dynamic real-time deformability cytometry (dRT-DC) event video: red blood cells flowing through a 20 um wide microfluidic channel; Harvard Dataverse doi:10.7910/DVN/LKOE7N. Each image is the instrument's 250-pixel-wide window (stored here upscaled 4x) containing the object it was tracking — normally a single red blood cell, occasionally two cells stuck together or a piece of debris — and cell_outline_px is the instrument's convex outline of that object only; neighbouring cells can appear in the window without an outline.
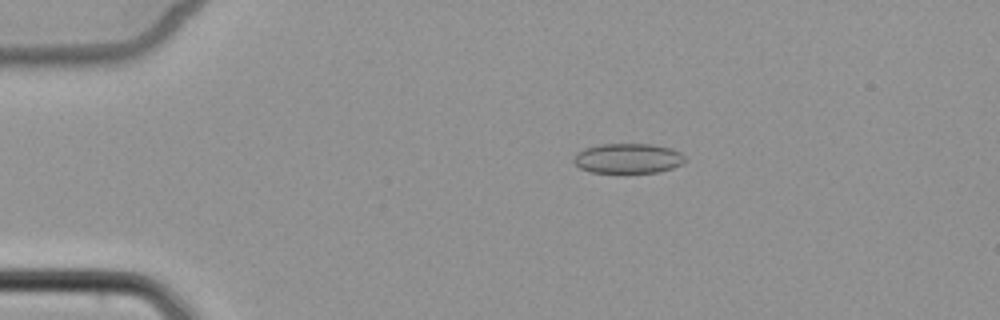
{"species": "common noctule bat (a hibernating species)", "species_latin": "Nyctalus noctula", "temperature_condition": "cold", "stored_images_in_passage": 6, "camera_frame_rate_fps": 3000, "um_per_image_px": 0.085, "animal": {"sex": "female", "body_mass_g": 22.7, "forearm_length_mm": 54.2}, "frame": {"image": 1, "passage_image": 3, "time_ms": 2.333, "image_size_px": [1000, 320], "cell_outline_px": [[688, 160], [672, 168], [660, 172], [588, 172], [580, 168], [572, 160], [572, 156], [576, 152], [584, 148], [600, 144], [652, 144], [672, 148], [680, 152]], "centroid_in_image_um": [53.36, 13.45], "position_along_channel_um": 31.6, "area_um2": 19.59}}
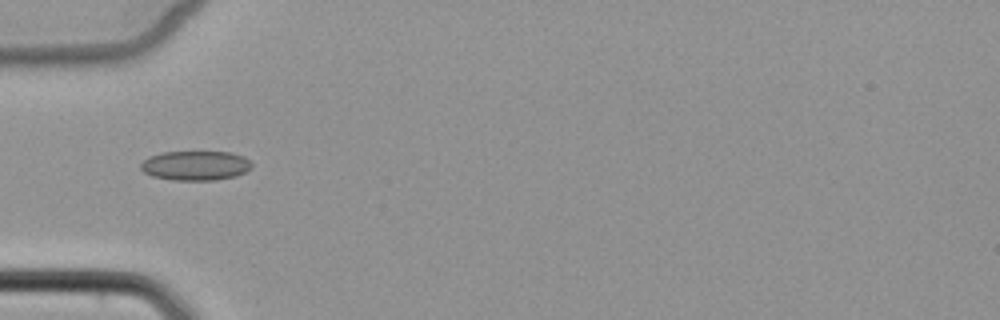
{"frame": {"image": 2, "passage_image": 5, "time_ms": 4.667, "image_size_px": [1000, 320], "cell_outline_px": [[252, 168], [236, 176], [216, 180], [172, 180], [152, 176], [144, 172], [140, 168], [140, 164], [148, 156], [160, 152], [232, 152], [244, 156], [252, 164]], "centroid_in_image_um": [16.61, 14.07], "position_along_channel_um": 68.4, "area_um2": 19.25}}
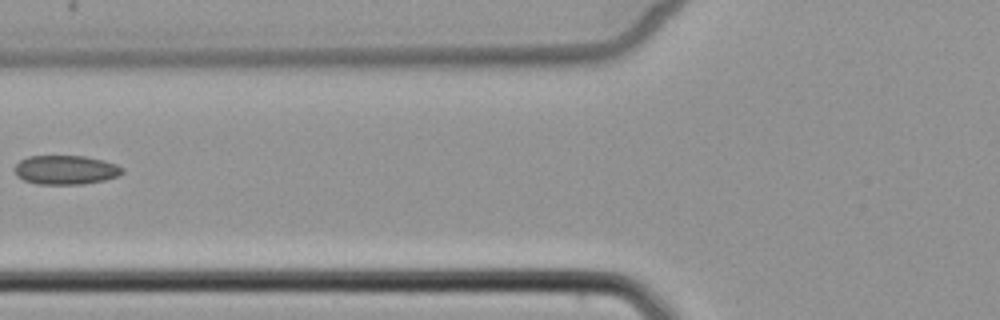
{"frame": {"image": 3, "passage_image": 6, "time_ms": 6.0, "image_size_px": [1000, 320], "cell_outline_px": [[124, 172], [120, 176], [104, 180], [84, 184], [36, 184], [24, 180], [16, 176], [16, 164], [20, 160], [28, 156], [84, 156], [104, 160], [116, 164], [124, 168]], "centroid_in_image_um": [5.62, 14.44], "position_along_channel_um": 120.2, "area_um2": 18.38}}